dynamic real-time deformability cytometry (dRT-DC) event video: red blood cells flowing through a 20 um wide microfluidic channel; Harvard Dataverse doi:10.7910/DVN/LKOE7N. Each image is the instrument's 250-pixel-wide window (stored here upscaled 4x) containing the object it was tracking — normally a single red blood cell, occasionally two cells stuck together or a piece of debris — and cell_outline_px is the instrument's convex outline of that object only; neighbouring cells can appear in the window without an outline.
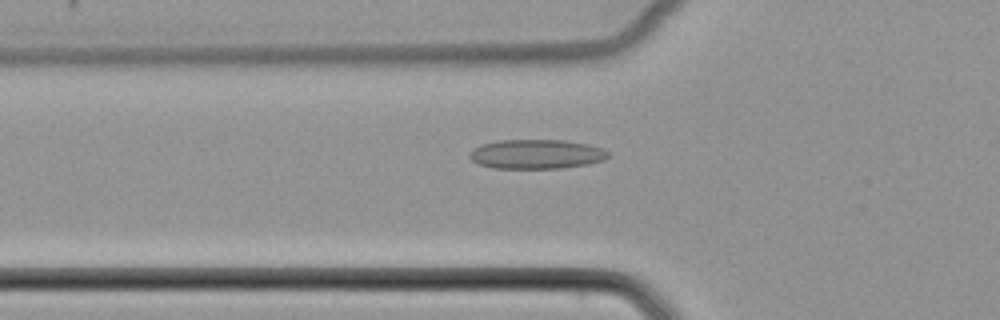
{"species": "common noctule bat (a hibernating species)", "species_latin": "Nyctalus noctula", "temperature_condition": "cold", "stored_images_in_passage": 51, "camera_frame_rate_fps": 3000, "um_per_image_px": 0.085, "animal": {"sex": "female", "body_mass_g": 22.7, "forearm_length_mm": 54.2}, "frame": {"image": 1, "passage_image": 18, "time_ms": 5.667, "image_size_px": [1000, 320], "cell_outline_px": [[608, 156], [604, 160], [588, 164], [560, 168], [492, 168], [480, 164], [472, 160], [468, 156], [476, 148], [484, 144], [500, 140], [564, 140], [588, 144], [604, 148], [608, 152]], "centroid_in_image_um": [45.64, 13.1], "position_along_channel_um": 80.2, "area_um2": 23.52}}
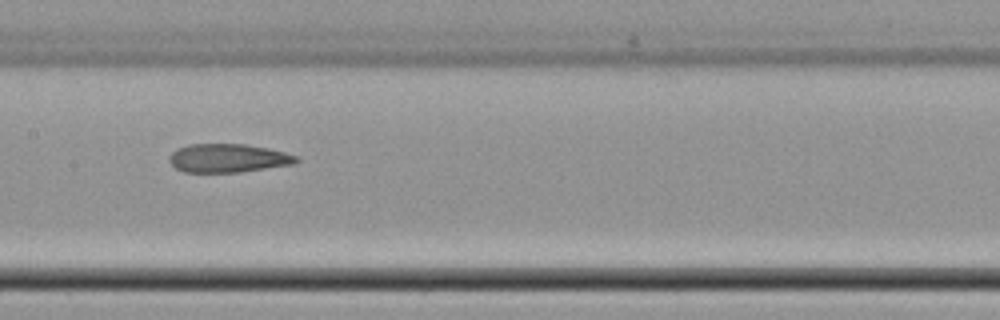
{"frame": {"image": 2, "passage_image": 26, "time_ms": 8.333, "image_size_px": [1000, 320], "cell_outline_px": [[300, 160], [296, 164], [240, 172], [184, 172], [176, 168], [168, 160], [168, 156], [176, 148], [188, 144], [244, 144], [268, 148], [300, 156]], "centroid_in_image_um": [19.41, 13.44], "position_along_channel_um": 188.0, "area_um2": 21.39}}
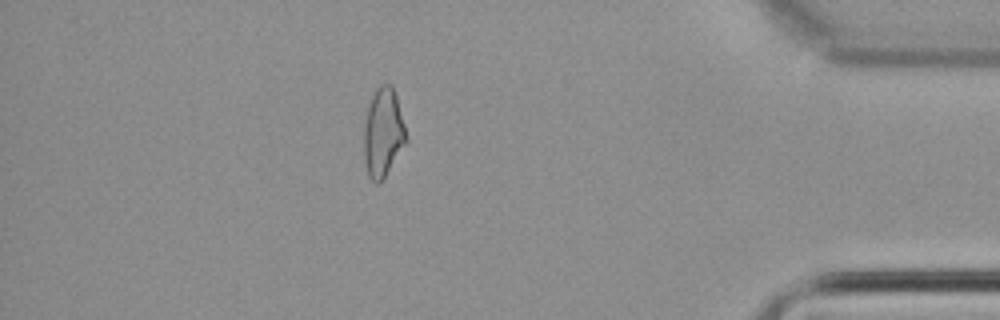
{"frame": {"image": 3, "passage_image": 45, "time_ms": 14.667, "image_size_px": [1000, 320], "cell_outline_px": [[408, 140], [380, 184], [376, 184], [368, 176], [364, 160], [364, 128], [368, 108], [372, 96], [376, 88], [380, 84], [392, 84], [396, 96], [404, 124]], "centroid_in_image_um": [32.56, 11.3], "position_along_channel_um": 402.6, "area_um2": 21.79}}